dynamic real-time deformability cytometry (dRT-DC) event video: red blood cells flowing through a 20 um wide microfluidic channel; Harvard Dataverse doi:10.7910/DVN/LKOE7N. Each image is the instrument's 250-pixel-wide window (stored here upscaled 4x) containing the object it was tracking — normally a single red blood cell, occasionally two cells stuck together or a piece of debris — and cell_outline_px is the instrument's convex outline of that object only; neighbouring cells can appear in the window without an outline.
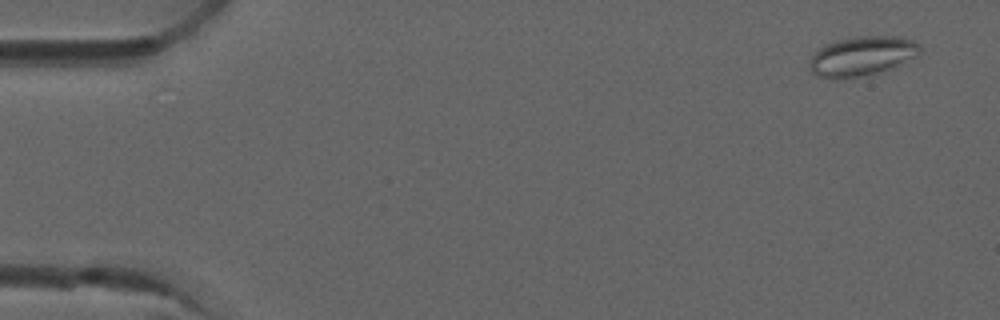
{"species": "common noctule bat (a hibernating species)", "species_latin": "Nyctalus noctula", "temperature_condition": "room temperature", "stored_images_in_passage": 4, "camera_frame_rate_fps": 3000, "um_per_image_px": 0.085, "animal": {"sex": "male", "forearm_length_mm": 52.5}, "frame": {"image": 1, "passage_image": 1, "time_ms": 0.0, "image_size_px": [1000, 320], "cell_outline_px": [[920, 52], [916, 56], [888, 68], [868, 76], [836, 80], [816, 76], [812, 72], [808, 64], [812, 56], [824, 44], [836, 40], [856, 36], [900, 36], [912, 40], [920, 44]], "centroid_in_image_um": [73.22, 4.77], "position_along_channel_um": 11.8, "area_um2": 25.55}}